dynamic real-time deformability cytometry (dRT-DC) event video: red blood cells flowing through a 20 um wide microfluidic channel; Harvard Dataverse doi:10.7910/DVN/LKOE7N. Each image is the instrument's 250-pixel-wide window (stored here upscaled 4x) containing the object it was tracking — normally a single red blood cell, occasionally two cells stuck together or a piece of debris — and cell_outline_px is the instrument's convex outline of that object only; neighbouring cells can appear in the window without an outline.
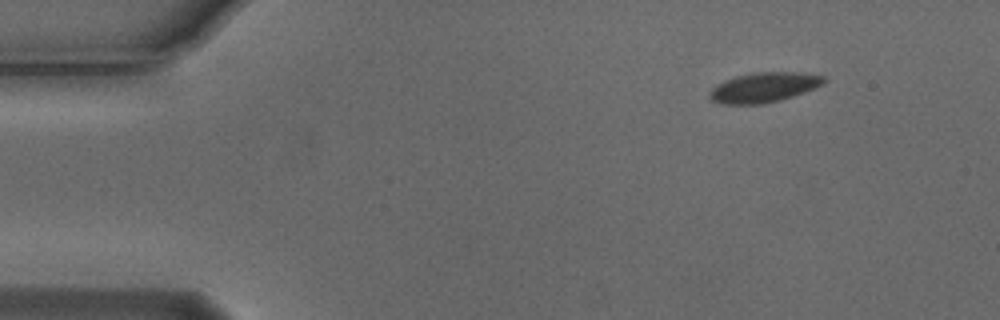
{"species": "Egyptian fruit bat (a non-hibernating species)", "species_latin": "Rousettus aegyptiacus", "temperature_condition": "cold", "stored_images_in_passage": 16, "camera_frame_rate_fps": 3000, "um_per_image_px": 0.085, "animal": {"sex": "male"}, "frame": {"image": 1, "passage_image": 1, "time_ms": 0.0, "image_size_px": [1000, 320], "cell_outline_px": [[828, 80], [804, 92], [780, 100], [764, 104], [720, 104], [712, 100], [708, 96], [708, 92], [712, 88], [724, 80], [736, 76], [752, 72], [800, 72], [824, 76]], "centroid_in_image_um": [64.88, 7.42], "position_along_channel_um": 20.1, "area_um2": 19.88}}
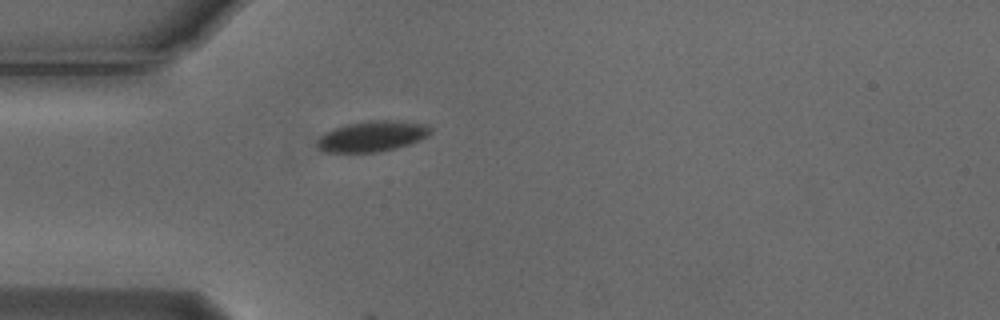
{"frame": {"image": 2, "passage_image": 10, "time_ms": 3.0, "image_size_px": [1000, 320], "cell_outline_px": [[432, 132], [428, 136], [420, 140], [396, 148], [376, 152], [324, 152], [316, 148], [316, 140], [324, 132], [348, 124], [368, 120], [388, 120], [428, 124], [432, 128]], "centroid_in_image_um": [31.62, 11.58], "position_along_channel_um": 53.4, "area_um2": 20.35}}